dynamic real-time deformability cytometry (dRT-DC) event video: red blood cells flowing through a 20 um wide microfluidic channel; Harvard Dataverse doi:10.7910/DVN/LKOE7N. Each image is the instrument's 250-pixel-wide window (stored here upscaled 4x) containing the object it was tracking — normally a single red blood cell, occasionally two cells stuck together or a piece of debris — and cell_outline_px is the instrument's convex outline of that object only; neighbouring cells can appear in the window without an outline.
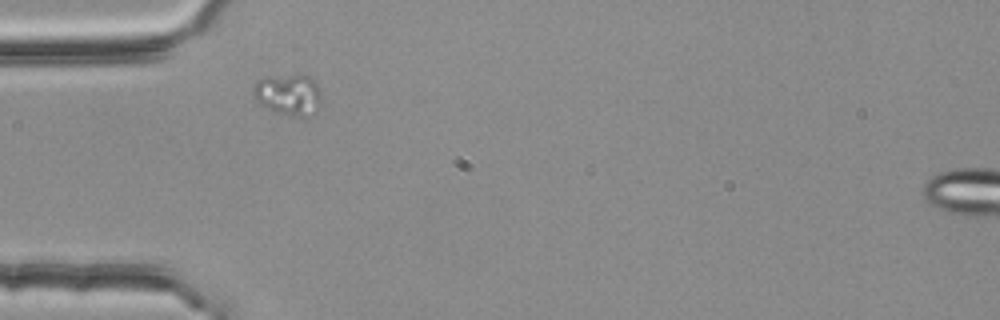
{"species": "common noctule bat (a hibernating species)", "species_latin": "Nyctalus noctula", "temperature_condition": "room temperature", "stored_images_in_passage": 3, "camera_frame_rate_fps": 3000, "um_per_image_px": 0.085, "animal": {"sex": "female", "body_mass_g": 25.1}, "frame": {"image": 1, "passage_image": 1, "time_ms": 0.0, "image_size_px": [1000, 320], "cell_outline_px": [[320, 100], [316, 112], [304, 116], [292, 116], [276, 112], [260, 104], [252, 96], [252, 88], [256, 80], [268, 76], [316, 76], [320, 88]], "centroid_in_image_um": [24.51, 8.02], "position_along_channel_um": 60.5, "area_um2": 16.53}}